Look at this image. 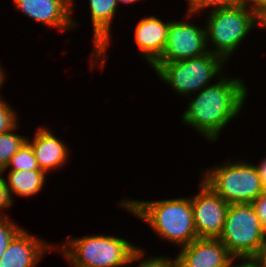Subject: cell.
Returning a JSON list of instances; mask_svg holds the SVG:
<instances>
[{
    "label": "cell",
    "mask_w": 266,
    "mask_h": 267,
    "mask_svg": "<svg viewBox=\"0 0 266 267\" xmlns=\"http://www.w3.org/2000/svg\"><path fill=\"white\" fill-rule=\"evenodd\" d=\"M218 78L215 79L217 82L204 87L196 96L187 97L191 100L181 116L185 125L195 128L209 142H216L229 122L241 113L248 95L245 81L240 77L229 78L225 74Z\"/></svg>",
    "instance_id": "6da1fadb"
},
{
    "label": "cell",
    "mask_w": 266,
    "mask_h": 267,
    "mask_svg": "<svg viewBox=\"0 0 266 267\" xmlns=\"http://www.w3.org/2000/svg\"><path fill=\"white\" fill-rule=\"evenodd\" d=\"M118 205L149 225L158 238L174 246L181 248L198 238L190 197L150 201L125 198Z\"/></svg>",
    "instance_id": "7a4b0ae2"
},
{
    "label": "cell",
    "mask_w": 266,
    "mask_h": 267,
    "mask_svg": "<svg viewBox=\"0 0 266 267\" xmlns=\"http://www.w3.org/2000/svg\"><path fill=\"white\" fill-rule=\"evenodd\" d=\"M57 248L72 267H125L137 245L111 234H96L68 237Z\"/></svg>",
    "instance_id": "3957f363"
},
{
    "label": "cell",
    "mask_w": 266,
    "mask_h": 267,
    "mask_svg": "<svg viewBox=\"0 0 266 267\" xmlns=\"http://www.w3.org/2000/svg\"><path fill=\"white\" fill-rule=\"evenodd\" d=\"M208 14L205 20L208 51L222 57L226 62L249 32L257 26L261 27V19L242 4L210 10Z\"/></svg>",
    "instance_id": "277c9868"
},
{
    "label": "cell",
    "mask_w": 266,
    "mask_h": 267,
    "mask_svg": "<svg viewBox=\"0 0 266 267\" xmlns=\"http://www.w3.org/2000/svg\"><path fill=\"white\" fill-rule=\"evenodd\" d=\"M226 61L211 52L205 55L175 62H155L151 67L155 74L179 96L189 97L211 85L215 76H223ZM210 83V84H209Z\"/></svg>",
    "instance_id": "5b68a950"
},
{
    "label": "cell",
    "mask_w": 266,
    "mask_h": 267,
    "mask_svg": "<svg viewBox=\"0 0 266 267\" xmlns=\"http://www.w3.org/2000/svg\"><path fill=\"white\" fill-rule=\"evenodd\" d=\"M202 181L228 204H252L264 191L255 164L226 161L206 168Z\"/></svg>",
    "instance_id": "8992f818"
},
{
    "label": "cell",
    "mask_w": 266,
    "mask_h": 267,
    "mask_svg": "<svg viewBox=\"0 0 266 267\" xmlns=\"http://www.w3.org/2000/svg\"><path fill=\"white\" fill-rule=\"evenodd\" d=\"M234 259H251L266 242V233L252 204H229L218 238Z\"/></svg>",
    "instance_id": "52a82bcc"
},
{
    "label": "cell",
    "mask_w": 266,
    "mask_h": 267,
    "mask_svg": "<svg viewBox=\"0 0 266 267\" xmlns=\"http://www.w3.org/2000/svg\"><path fill=\"white\" fill-rule=\"evenodd\" d=\"M185 21H170L164 52L156 62H175L208 53L206 28L188 22L194 14L186 12Z\"/></svg>",
    "instance_id": "ba28073f"
},
{
    "label": "cell",
    "mask_w": 266,
    "mask_h": 267,
    "mask_svg": "<svg viewBox=\"0 0 266 267\" xmlns=\"http://www.w3.org/2000/svg\"><path fill=\"white\" fill-rule=\"evenodd\" d=\"M200 190L190 196L194 224L198 238H219L229 204L206 183L200 181Z\"/></svg>",
    "instance_id": "9c48e42d"
},
{
    "label": "cell",
    "mask_w": 266,
    "mask_h": 267,
    "mask_svg": "<svg viewBox=\"0 0 266 267\" xmlns=\"http://www.w3.org/2000/svg\"><path fill=\"white\" fill-rule=\"evenodd\" d=\"M15 9L26 17L59 31L78 27L72 16V0H13Z\"/></svg>",
    "instance_id": "30bf717a"
},
{
    "label": "cell",
    "mask_w": 266,
    "mask_h": 267,
    "mask_svg": "<svg viewBox=\"0 0 266 267\" xmlns=\"http://www.w3.org/2000/svg\"><path fill=\"white\" fill-rule=\"evenodd\" d=\"M176 256L177 267H232L234 261L218 238H197Z\"/></svg>",
    "instance_id": "8fae6325"
},
{
    "label": "cell",
    "mask_w": 266,
    "mask_h": 267,
    "mask_svg": "<svg viewBox=\"0 0 266 267\" xmlns=\"http://www.w3.org/2000/svg\"><path fill=\"white\" fill-rule=\"evenodd\" d=\"M91 24L93 28V47L90 67L99 65L102 69L107 62V49L112 39L111 25L118 9L117 0H89Z\"/></svg>",
    "instance_id": "7c38bea8"
},
{
    "label": "cell",
    "mask_w": 266,
    "mask_h": 267,
    "mask_svg": "<svg viewBox=\"0 0 266 267\" xmlns=\"http://www.w3.org/2000/svg\"><path fill=\"white\" fill-rule=\"evenodd\" d=\"M45 242L23 228L1 256L0 267H37L43 256L56 246Z\"/></svg>",
    "instance_id": "4fadbf2b"
},
{
    "label": "cell",
    "mask_w": 266,
    "mask_h": 267,
    "mask_svg": "<svg viewBox=\"0 0 266 267\" xmlns=\"http://www.w3.org/2000/svg\"><path fill=\"white\" fill-rule=\"evenodd\" d=\"M170 21L164 22L158 17L148 16L137 22L135 27V45L144 60L152 66L163 54L167 41Z\"/></svg>",
    "instance_id": "5bb4252c"
},
{
    "label": "cell",
    "mask_w": 266,
    "mask_h": 267,
    "mask_svg": "<svg viewBox=\"0 0 266 267\" xmlns=\"http://www.w3.org/2000/svg\"><path fill=\"white\" fill-rule=\"evenodd\" d=\"M34 135L33 138L31 137V141L28 137L27 142L33 149L40 170L49 174L53 170L65 166L70 154L66 144L46 126L38 127Z\"/></svg>",
    "instance_id": "9a60e30c"
},
{
    "label": "cell",
    "mask_w": 266,
    "mask_h": 267,
    "mask_svg": "<svg viewBox=\"0 0 266 267\" xmlns=\"http://www.w3.org/2000/svg\"><path fill=\"white\" fill-rule=\"evenodd\" d=\"M8 173L7 179L4 177V181L12 200L14 194L20 197H31L38 194L43 189L48 176L44 171L33 170L9 171Z\"/></svg>",
    "instance_id": "2e32d148"
},
{
    "label": "cell",
    "mask_w": 266,
    "mask_h": 267,
    "mask_svg": "<svg viewBox=\"0 0 266 267\" xmlns=\"http://www.w3.org/2000/svg\"><path fill=\"white\" fill-rule=\"evenodd\" d=\"M17 124L11 131L0 134V172L6 169L11 157L25 144L27 137L16 134Z\"/></svg>",
    "instance_id": "e0dca14e"
},
{
    "label": "cell",
    "mask_w": 266,
    "mask_h": 267,
    "mask_svg": "<svg viewBox=\"0 0 266 267\" xmlns=\"http://www.w3.org/2000/svg\"><path fill=\"white\" fill-rule=\"evenodd\" d=\"M20 171V170H33L42 171L36 161L35 154L31 145L26 141L25 144L15 153L1 174H5L8 171Z\"/></svg>",
    "instance_id": "ac0fdd59"
},
{
    "label": "cell",
    "mask_w": 266,
    "mask_h": 267,
    "mask_svg": "<svg viewBox=\"0 0 266 267\" xmlns=\"http://www.w3.org/2000/svg\"><path fill=\"white\" fill-rule=\"evenodd\" d=\"M145 255L146 253L144 249L138 246L130 256L128 265L133 266L132 263L141 261L137 267H177V256H175L174 259L168 256H148L147 258H144Z\"/></svg>",
    "instance_id": "d6986e66"
},
{
    "label": "cell",
    "mask_w": 266,
    "mask_h": 267,
    "mask_svg": "<svg viewBox=\"0 0 266 267\" xmlns=\"http://www.w3.org/2000/svg\"><path fill=\"white\" fill-rule=\"evenodd\" d=\"M188 1V11L191 14H199L198 12L204 11V9H209L210 7L214 9L218 8H229L241 4V0H187Z\"/></svg>",
    "instance_id": "ffe728a7"
},
{
    "label": "cell",
    "mask_w": 266,
    "mask_h": 267,
    "mask_svg": "<svg viewBox=\"0 0 266 267\" xmlns=\"http://www.w3.org/2000/svg\"><path fill=\"white\" fill-rule=\"evenodd\" d=\"M9 217H0V258L11 240L23 229Z\"/></svg>",
    "instance_id": "44dd1931"
},
{
    "label": "cell",
    "mask_w": 266,
    "mask_h": 267,
    "mask_svg": "<svg viewBox=\"0 0 266 267\" xmlns=\"http://www.w3.org/2000/svg\"><path fill=\"white\" fill-rule=\"evenodd\" d=\"M16 110L0 98V134L11 131L19 122Z\"/></svg>",
    "instance_id": "7402d4cb"
},
{
    "label": "cell",
    "mask_w": 266,
    "mask_h": 267,
    "mask_svg": "<svg viewBox=\"0 0 266 267\" xmlns=\"http://www.w3.org/2000/svg\"><path fill=\"white\" fill-rule=\"evenodd\" d=\"M13 202L14 200H12L9 194L3 174L0 172V217H8V214H6L3 210L10 208L13 205Z\"/></svg>",
    "instance_id": "603a6c76"
},
{
    "label": "cell",
    "mask_w": 266,
    "mask_h": 267,
    "mask_svg": "<svg viewBox=\"0 0 266 267\" xmlns=\"http://www.w3.org/2000/svg\"><path fill=\"white\" fill-rule=\"evenodd\" d=\"M260 218L263 231L266 233V190L252 203Z\"/></svg>",
    "instance_id": "cb8c5ba5"
},
{
    "label": "cell",
    "mask_w": 266,
    "mask_h": 267,
    "mask_svg": "<svg viewBox=\"0 0 266 267\" xmlns=\"http://www.w3.org/2000/svg\"><path fill=\"white\" fill-rule=\"evenodd\" d=\"M241 4L252 10L260 19L266 15V0H241Z\"/></svg>",
    "instance_id": "d4e9b609"
},
{
    "label": "cell",
    "mask_w": 266,
    "mask_h": 267,
    "mask_svg": "<svg viewBox=\"0 0 266 267\" xmlns=\"http://www.w3.org/2000/svg\"><path fill=\"white\" fill-rule=\"evenodd\" d=\"M251 259L258 267H266V242L259 248Z\"/></svg>",
    "instance_id": "484cf974"
},
{
    "label": "cell",
    "mask_w": 266,
    "mask_h": 267,
    "mask_svg": "<svg viewBox=\"0 0 266 267\" xmlns=\"http://www.w3.org/2000/svg\"><path fill=\"white\" fill-rule=\"evenodd\" d=\"M264 159V160H263ZM259 165H255L258 175L261 179V183L266 190V158H263Z\"/></svg>",
    "instance_id": "4316f807"
},
{
    "label": "cell",
    "mask_w": 266,
    "mask_h": 267,
    "mask_svg": "<svg viewBox=\"0 0 266 267\" xmlns=\"http://www.w3.org/2000/svg\"><path fill=\"white\" fill-rule=\"evenodd\" d=\"M236 260L237 259H234L232 267H258L252 259H242L241 262L238 261V264H235Z\"/></svg>",
    "instance_id": "83f0119b"
},
{
    "label": "cell",
    "mask_w": 266,
    "mask_h": 267,
    "mask_svg": "<svg viewBox=\"0 0 266 267\" xmlns=\"http://www.w3.org/2000/svg\"><path fill=\"white\" fill-rule=\"evenodd\" d=\"M5 71L3 70V67L0 66V88L4 85V83H6V73H4ZM1 94V92H0ZM0 98H3L2 95L0 96Z\"/></svg>",
    "instance_id": "f1b7e54d"
},
{
    "label": "cell",
    "mask_w": 266,
    "mask_h": 267,
    "mask_svg": "<svg viewBox=\"0 0 266 267\" xmlns=\"http://www.w3.org/2000/svg\"><path fill=\"white\" fill-rule=\"evenodd\" d=\"M139 0H117L118 5H122V4H133L136 3ZM121 3V4H120Z\"/></svg>",
    "instance_id": "f546056e"
},
{
    "label": "cell",
    "mask_w": 266,
    "mask_h": 267,
    "mask_svg": "<svg viewBox=\"0 0 266 267\" xmlns=\"http://www.w3.org/2000/svg\"><path fill=\"white\" fill-rule=\"evenodd\" d=\"M261 28H266V15L261 18Z\"/></svg>",
    "instance_id": "4dcf8cb0"
},
{
    "label": "cell",
    "mask_w": 266,
    "mask_h": 267,
    "mask_svg": "<svg viewBox=\"0 0 266 267\" xmlns=\"http://www.w3.org/2000/svg\"><path fill=\"white\" fill-rule=\"evenodd\" d=\"M74 2H75V1L72 0V13L74 12L73 9H75L74 4H73Z\"/></svg>",
    "instance_id": "1f68e13d"
}]
</instances>
